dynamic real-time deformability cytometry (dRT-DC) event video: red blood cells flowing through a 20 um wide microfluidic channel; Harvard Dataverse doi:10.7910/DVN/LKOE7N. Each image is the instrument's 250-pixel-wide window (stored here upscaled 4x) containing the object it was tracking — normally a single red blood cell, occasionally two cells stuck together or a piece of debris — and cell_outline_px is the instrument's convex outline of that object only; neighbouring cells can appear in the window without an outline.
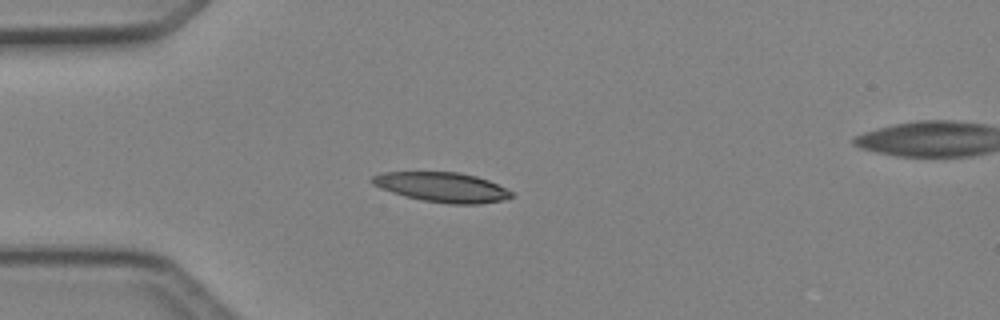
{"species": "Egyptian fruit bat (a non-hibernating species)", "species_latin": "Rousettus aegyptiacus", "temperature_condition": "cold", "stored_images_in_passage": 36, "camera_frame_rate_fps": 3000, "um_per_image_px": 0.085, "animal": {"sex": "female"}, "frame": {"image": 1, "passage_image": 1, "time_ms": 0.0, "image_size_px": [1000, 320], "cell_outline_px": [[516, 196], [504, 200], [480, 204], [448, 204], [424, 200], [404, 196], [380, 188], [372, 184], [368, 180], [372, 176], [380, 172], [456, 172], [476, 176], [488, 180], [512, 192]], "centroid_in_image_um": [37.56, 15.91], "position_along_channel_um": 47.4, "area_um2": 24.22}}
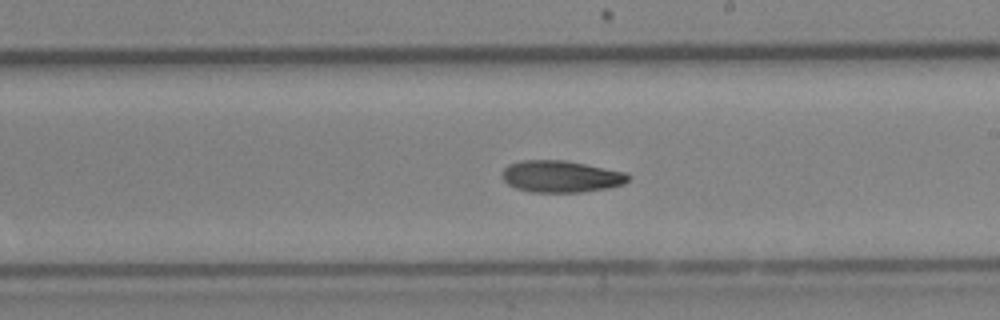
{"frame": {"image": 2, "passage_image": 16, "time_ms": 5.0, "image_size_px": [1000, 320], "cell_outline_px": [[628, 180], [624, 184], [608, 188], [584, 192], [532, 192], [516, 188], [508, 184], [500, 176], [504, 168], [508, 164], [520, 160], [564, 160], [628, 172]], "centroid_in_image_um": [47.67, 14.99], "position_along_channel_um": 241.3, "area_um2": 23.52}}
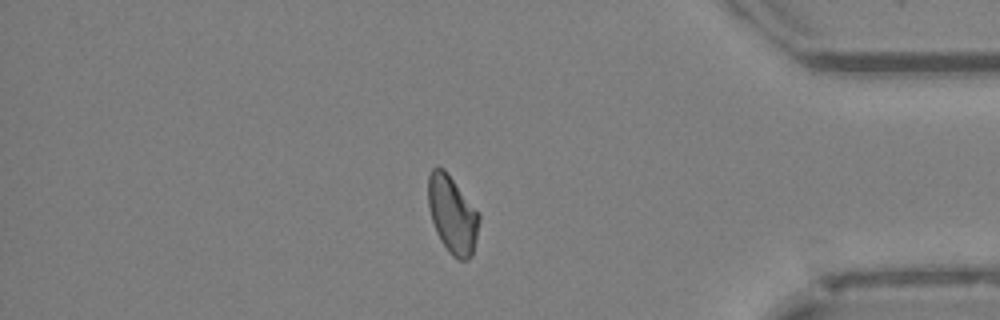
{"frame": {"image": 3, "passage_image": 29, "time_ms": 9.333, "image_size_px": [1000, 320], "cell_outline_px": [[480, 220], [472, 256], [468, 260], [460, 260], [452, 256], [448, 252], [440, 240], [436, 232], [428, 208], [428, 176], [432, 168], [444, 168], [480, 212]], "centroid_in_image_um": [38.46, 18.24], "position_along_channel_um": 396.7, "area_um2": 23.29}}